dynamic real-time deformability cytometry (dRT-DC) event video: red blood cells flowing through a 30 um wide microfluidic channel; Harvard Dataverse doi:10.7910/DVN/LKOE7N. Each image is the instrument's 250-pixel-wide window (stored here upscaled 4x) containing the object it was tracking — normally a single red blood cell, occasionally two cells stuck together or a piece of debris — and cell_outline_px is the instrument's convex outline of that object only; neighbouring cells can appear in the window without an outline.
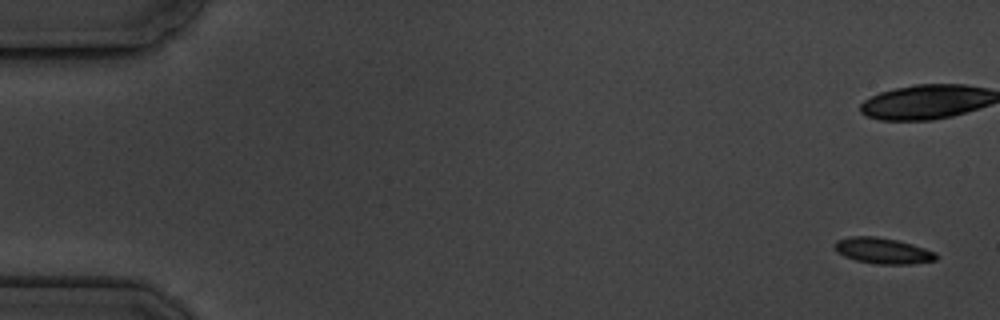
{"species": "common noctule bat (a hibernating species)", "species_latin": "Nyctalus noctula", "temperature_condition": "cold", "stored_images_in_passage": 6, "camera_frame_rate_fps": 3000, "um_per_image_px": 0.085, "animal": {"sex": "male", "body_mass_g": 19.5, "forearm_length_mm": 54.6}, "frame": {"image": 1, "passage_image": 1, "time_ms": 0.0, "image_size_px": [1000, 320], "cell_outline_px": [[936, 260], [912, 264], [876, 264], [856, 260], [844, 256], [836, 252], [832, 244], [836, 240], [848, 236], [876, 236], [896, 240], [912, 244], [936, 252]], "centroid_in_image_um": [74.99, 21.3], "position_along_channel_um": 10.0, "area_um2": 15.43}}